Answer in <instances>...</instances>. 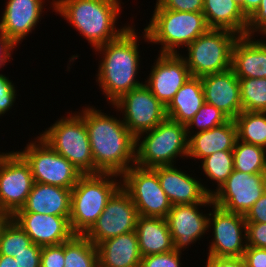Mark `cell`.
<instances>
[{
    "label": "cell",
    "instance_id": "cell-1",
    "mask_svg": "<svg viewBox=\"0 0 266 267\" xmlns=\"http://www.w3.org/2000/svg\"><path fill=\"white\" fill-rule=\"evenodd\" d=\"M101 111L93 106L79 111L88 132L95 174L113 173L122 176L135 165L136 137L122 119Z\"/></svg>",
    "mask_w": 266,
    "mask_h": 267
},
{
    "label": "cell",
    "instance_id": "cell-2",
    "mask_svg": "<svg viewBox=\"0 0 266 267\" xmlns=\"http://www.w3.org/2000/svg\"><path fill=\"white\" fill-rule=\"evenodd\" d=\"M135 30L129 26L117 39L95 49L102 54L96 82L111 105L130 90L144 84L136 79L141 56L139 36Z\"/></svg>",
    "mask_w": 266,
    "mask_h": 267
},
{
    "label": "cell",
    "instance_id": "cell-3",
    "mask_svg": "<svg viewBox=\"0 0 266 267\" xmlns=\"http://www.w3.org/2000/svg\"><path fill=\"white\" fill-rule=\"evenodd\" d=\"M50 3L93 49L117 39L130 26L116 27L122 8L120 0H52Z\"/></svg>",
    "mask_w": 266,
    "mask_h": 267
},
{
    "label": "cell",
    "instance_id": "cell-4",
    "mask_svg": "<svg viewBox=\"0 0 266 267\" xmlns=\"http://www.w3.org/2000/svg\"><path fill=\"white\" fill-rule=\"evenodd\" d=\"M153 12L142 38L148 44L161 45V54H179L180 47L186 48L209 29L203 13L165 8H155Z\"/></svg>",
    "mask_w": 266,
    "mask_h": 267
},
{
    "label": "cell",
    "instance_id": "cell-5",
    "mask_svg": "<svg viewBox=\"0 0 266 267\" xmlns=\"http://www.w3.org/2000/svg\"><path fill=\"white\" fill-rule=\"evenodd\" d=\"M121 186V176L117 174L82 175L71 193L69 222L72 231L75 234L84 235L97 221L109 199Z\"/></svg>",
    "mask_w": 266,
    "mask_h": 267
},
{
    "label": "cell",
    "instance_id": "cell-6",
    "mask_svg": "<svg viewBox=\"0 0 266 267\" xmlns=\"http://www.w3.org/2000/svg\"><path fill=\"white\" fill-rule=\"evenodd\" d=\"M188 143L186 125L166 117L136 138L135 165L142 168L172 166L177 157L187 158Z\"/></svg>",
    "mask_w": 266,
    "mask_h": 267
},
{
    "label": "cell",
    "instance_id": "cell-7",
    "mask_svg": "<svg viewBox=\"0 0 266 267\" xmlns=\"http://www.w3.org/2000/svg\"><path fill=\"white\" fill-rule=\"evenodd\" d=\"M58 119L39 137L59 155L70 161L82 174H95L88 132L83 117L77 112Z\"/></svg>",
    "mask_w": 266,
    "mask_h": 267
},
{
    "label": "cell",
    "instance_id": "cell-8",
    "mask_svg": "<svg viewBox=\"0 0 266 267\" xmlns=\"http://www.w3.org/2000/svg\"><path fill=\"white\" fill-rule=\"evenodd\" d=\"M239 35L226 29L209 28L186 48L183 58L192 77L223 72L231 68L232 50Z\"/></svg>",
    "mask_w": 266,
    "mask_h": 267
},
{
    "label": "cell",
    "instance_id": "cell-9",
    "mask_svg": "<svg viewBox=\"0 0 266 267\" xmlns=\"http://www.w3.org/2000/svg\"><path fill=\"white\" fill-rule=\"evenodd\" d=\"M30 165L34 182L72 189L82 174L39 136L17 151Z\"/></svg>",
    "mask_w": 266,
    "mask_h": 267
},
{
    "label": "cell",
    "instance_id": "cell-10",
    "mask_svg": "<svg viewBox=\"0 0 266 267\" xmlns=\"http://www.w3.org/2000/svg\"><path fill=\"white\" fill-rule=\"evenodd\" d=\"M121 179L140 216L166 218L172 204L152 168L133 165Z\"/></svg>",
    "mask_w": 266,
    "mask_h": 267
},
{
    "label": "cell",
    "instance_id": "cell-11",
    "mask_svg": "<svg viewBox=\"0 0 266 267\" xmlns=\"http://www.w3.org/2000/svg\"><path fill=\"white\" fill-rule=\"evenodd\" d=\"M34 178L30 165L16 151L0 157V213L12 217L30 194Z\"/></svg>",
    "mask_w": 266,
    "mask_h": 267
},
{
    "label": "cell",
    "instance_id": "cell-12",
    "mask_svg": "<svg viewBox=\"0 0 266 267\" xmlns=\"http://www.w3.org/2000/svg\"><path fill=\"white\" fill-rule=\"evenodd\" d=\"M211 208L208 228L212 227V236L214 237L208 247V256L216 258L243 257L247 247L244 215L226 211L215 204Z\"/></svg>",
    "mask_w": 266,
    "mask_h": 267
},
{
    "label": "cell",
    "instance_id": "cell-13",
    "mask_svg": "<svg viewBox=\"0 0 266 267\" xmlns=\"http://www.w3.org/2000/svg\"><path fill=\"white\" fill-rule=\"evenodd\" d=\"M112 107L121 111L124 115L122 121L136 138L155 128L167 117L166 107L145 84L124 94Z\"/></svg>",
    "mask_w": 266,
    "mask_h": 267
},
{
    "label": "cell",
    "instance_id": "cell-14",
    "mask_svg": "<svg viewBox=\"0 0 266 267\" xmlns=\"http://www.w3.org/2000/svg\"><path fill=\"white\" fill-rule=\"evenodd\" d=\"M138 217V211L130 194L121 186L84 235L97 246L106 239L135 231Z\"/></svg>",
    "mask_w": 266,
    "mask_h": 267
},
{
    "label": "cell",
    "instance_id": "cell-15",
    "mask_svg": "<svg viewBox=\"0 0 266 267\" xmlns=\"http://www.w3.org/2000/svg\"><path fill=\"white\" fill-rule=\"evenodd\" d=\"M265 192L264 173L249 174L234 170L211 197L213 203L224 210L245 215Z\"/></svg>",
    "mask_w": 266,
    "mask_h": 267
},
{
    "label": "cell",
    "instance_id": "cell-16",
    "mask_svg": "<svg viewBox=\"0 0 266 267\" xmlns=\"http://www.w3.org/2000/svg\"><path fill=\"white\" fill-rule=\"evenodd\" d=\"M213 204L212 197L209 196L202 203L172 205L165 219L174 243V250L184 251L189 245L202 239L201 237L206 232H209V213L203 214L199 208L202 206L211 207Z\"/></svg>",
    "mask_w": 266,
    "mask_h": 267
},
{
    "label": "cell",
    "instance_id": "cell-17",
    "mask_svg": "<svg viewBox=\"0 0 266 267\" xmlns=\"http://www.w3.org/2000/svg\"><path fill=\"white\" fill-rule=\"evenodd\" d=\"M155 61L144 84L167 107L177 91L191 77V74L180 53H159Z\"/></svg>",
    "mask_w": 266,
    "mask_h": 267
},
{
    "label": "cell",
    "instance_id": "cell-18",
    "mask_svg": "<svg viewBox=\"0 0 266 267\" xmlns=\"http://www.w3.org/2000/svg\"><path fill=\"white\" fill-rule=\"evenodd\" d=\"M12 218L26 232L32 243L41 247L62 244L75 235L70 226V217L16 212Z\"/></svg>",
    "mask_w": 266,
    "mask_h": 267
},
{
    "label": "cell",
    "instance_id": "cell-19",
    "mask_svg": "<svg viewBox=\"0 0 266 267\" xmlns=\"http://www.w3.org/2000/svg\"><path fill=\"white\" fill-rule=\"evenodd\" d=\"M159 178L161 187L172 205L202 203L214 193L201 183V179L186 174L177 166L152 168Z\"/></svg>",
    "mask_w": 266,
    "mask_h": 267
},
{
    "label": "cell",
    "instance_id": "cell-20",
    "mask_svg": "<svg viewBox=\"0 0 266 267\" xmlns=\"http://www.w3.org/2000/svg\"><path fill=\"white\" fill-rule=\"evenodd\" d=\"M205 102L215 106L230 119L242 111L240 82L232 68L201 77Z\"/></svg>",
    "mask_w": 266,
    "mask_h": 267
},
{
    "label": "cell",
    "instance_id": "cell-21",
    "mask_svg": "<svg viewBox=\"0 0 266 267\" xmlns=\"http://www.w3.org/2000/svg\"><path fill=\"white\" fill-rule=\"evenodd\" d=\"M44 3L45 0H7L0 30L18 46L42 18Z\"/></svg>",
    "mask_w": 266,
    "mask_h": 267
},
{
    "label": "cell",
    "instance_id": "cell-22",
    "mask_svg": "<svg viewBox=\"0 0 266 267\" xmlns=\"http://www.w3.org/2000/svg\"><path fill=\"white\" fill-rule=\"evenodd\" d=\"M253 36H239L234 43L231 68L238 78H266V41Z\"/></svg>",
    "mask_w": 266,
    "mask_h": 267
},
{
    "label": "cell",
    "instance_id": "cell-23",
    "mask_svg": "<svg viewBox=\"0 0 266 267\" xmlns=\"http://www.w3.org/2000/svg\"><path fill=\"white\" fill-rule=\"evenodd\" d=\"M72 189L35 182L24 206L17 212L70 217Z\"/></svg>",
    "mask_w": 266,
    "mask_h": 267
},
{
    "label": "cell",
    "instance_id": "cell-24",
    "mask_svg": "<svg viewBox=\"0 0 266 267\" xmlns=\"http://www.w3.org/2000/svg\"><path fill=\"white\" fill-rule=\"evenodd\" d=\"M96 248L98 267H140L142 256L135 231L106 239Z\"/></svg>",
    "mask_w": 266,
    "mask_h": 267
},
{
    "label": "cell",
    "instance_id": "cell-25",
    "mask_svg": "<svg viewBox=\"0 0 266 267\" xmlns=\"http://www.w3.org/2000/svg\"><path fill=\"white\" fill-rule=\"evenodd\" d=\"M237 140V127L230 119L218 127L192 134L187 157L202 160L219 151H232Z\"/></svg>",
    "mask_w": 266,
    "mask_h": 267
},
{
    "label": "cell",
    "instance_id": "cell-26",
    "mask_svg": "<svg viewBox=\"0 0 266 267\" xmlns=\"http://www.w3.org/2000/svg\"><path fill=\"white\" fill-rule=\"evenodd\" d=\"M135 232L142 257L174 250V243L165 218L139 215Z\"/></svg>",
    "mask_w": 266,
    "mask_h": 267
},
{
    "label": "cell",
    "instance_id": "cell-27",
    "mask_svg": "<svg viewBox=\"0 0 266 267\" xmlns=\"http://www.w3.org/2000/svg\"><path fill=\"white\" fill-rule=\"evenodd\" d=\"M202 13L209 28L247 35L248 18L234 0H204Z\"/></svg>",
    "mask_w": 266,
    "mask_h": 267
},
{
    "label": "cell",
    "instance_id": "cell-28",
    "mask_svg": "<svg viewBox=\"0 0 266 267\" xmlns=\"http://www.w3.org/2000/svg\"><path fill=\"white\" fill-rule=\"evenodd\" d=\"M204 103L205 98L201 77L191 76L166 107V116L187 125Z\"/></svg>",
    "mask_w": 266,
    "mask_h": 267
},
{
    "label": "cell",
    "instance_id": "cell-29",
    "mask_svg": "<svg viewBox=\"0 0 266 267\" xmlns=\"http://www.w3.org/2000/svg\"><path fill=\"white\" fill-rule=\"evenodd\" d=\"M234 122L238 140L266 149V112L242 111Z\"/></svg>",
    "mask_w": 266,
    "mask_h": 267
},
{
    "label": "cell",
    "instance_id": "cell-30",
    "mask_svg": "<svg viewBox=\"0 0 266 267\" xmlns=\"http://www.w3.org/2000/svg\"><path fill=\"white\" fill-rule=\"evenodd\" d=\"M64 267H98L96 245L85 235L75 234L64 242Z\"/></svg>",
    "mask_w": 266,
    "mask_h": 267
},
{
    "label": "cell",
    "instance_id": "cell-31",
    "mask_svg": "<svg viewBox=\"0 0 266 267\" xmlns=\"http://www.w3.org/2000/svg\"><path fill=\"white\" fill-rule=\"evenodd\" d=\"M232 151L234 170L249 174L264 173L266 149L237 140Z\"/></svg>",
    "mask_w": 266,
    "mask_h": 267
},
{
    "label": "cell",
    "instance_id": "cell-32",
    "mask_svg": "<svg viewBox=\"0 0 266 267\" xmlns=\"http://www.w3.org/2000/svg\"><path fill=\"white\" fill-rule=\"evenodd\" d=\"M201 167L208 179L217 183L218 190L234 171L233 151H219L201 160Z\"/></svg>",
    "mask_w": 266,
    "mask_h": 267
},
{
    "label": "cell",
    "instance_id": "cell-33",
    "mask_svg": "<svg viewBox=\"0 0 266 267\" xmlns=\"http://www.w3.org/2000/svg\"><path fill=\"white\" fill-rule=\"evenodd\" d=\"M243 111L266 112V78H239Z\"/></svg>",
    "mask_w": 266,
    "mask_h": 267
},
{
    "label": "cell",
    "instance_id": "cell-34",
    "mask_svg": "<svg viewBox=\"0 0 266 267\" xmlns=\"http://www.w3.org/2000/svg\"><path fill=\"white\" fill-rule=\"evenodd\" d=\"M32 244L30 237L11 217L0 235V255L15 257Z\"/></svg>",
    "mask_w": 266,
    "mask_h": 267
},
{
    "label": "cell",
    "instance_id": "cell-35",
    "mask_svg": "<svg viewBox=\"0 0 266 267\" xmlns=\"http://www.w3.org/2000/svg\"><path fill=\"white\" fill-rule=\"evenodd\" d=\"M229 120L230 118L225 113L217 109L215 106L205 102L186 125L188 138L194 133L218 127ZM192 128L196 129V131Z\"/></svg>",
    "mask_w": 266,
    "mask_h": 267
},
{
    "label": "cell",
    "instance_id": "cell-36",
    "mask_svg": "<svg viewBox=\"0 0 266 267\" xmlns=\"http://www.w3.org/2000/svg\"><path fill=\"white\" fill-rule=\"evenodd\" d=\"M182 252L176 250L142 257L140 267H181Z\"/></svg>",
    "mask_w": 266,
    "mask_h": 267
},
{
    "label": "cell",
    "instance_id": "cell-37",
    "mask_svg": "<svg viewBox=\"0 0 266 267\" xmlns=\"http://www.w3.org/2000/svg\"><path fill=\"white\" fill-rule=\"evenodd\" d=\"M9 77L0 74V117L12 109L16 101L17 89Z\"/></svg>",
    "mask_w": 266,
    "mask_h": 267
},
{
    "label": "cell",
    "instance_id": "cell-38",
    "mask_svg": "<svg viewBox=\"0 0 266 267\" xmlns=\"http://www.w3.org/2000/svg\"><path fill=\"white\" fill-rule=\"evenodd\" d=\"M204 0H157L155 8H165L181 12L203 11Z\"/></svg>",
    "mask_w": 266,
    "mask_h": 267
},
{
    "label": "cell",
    "instance_id": "cell-39",
    "mask_svg": "<svg viewBox=\"0 0 266 267\" xmlns=\"http://www.w3.org/2000/svg\"><path fill=\"white\" fill-rule=\"evenodd\" d=\"M40 267H64V242L42 247Z\"/></svg>",
    "mask_w": 266,
    "mask_h": 267
},
{
    "label": "cell",
    "instance_id": "cell-40",
    "mask_svg": "<svg viewBox=\"0 0 266 267\" xmlns=\"http://www.w3.org/2000/svg\"><path fill=\"white\" fill-rule=\"evenodd\" d=\"M42 247L32 243L14 259L18 267H40Z\"/></svg>",
    "mask_w": 266,
    "mask_h": 267
},
{
    "label": "cell",
    "instance_id": "cell-41",
    "mask_svg": "<svg viewBox=\"0 0 266 267\" xmlns=\"http://www.w3.org/2000/svg\"><path fill=\"white\" fill-rule=\"evenodd\" d=\"M247 246L266 248V223H246Z\"/></svg>",
    "mask_w": 266,
    "mask_h": 267
},
{
    "label": "cell",
    "instance_id": "cell-42",
    "mask_svg": "<svg viewBox=\"0 0 266 267\" xmlns=\"http://www.w3.org/2000/svg\"><path fill=\"white\" fill-rule=\"evenodd\" d=\"M266 32V0H261L258 9L248 18L247 35Z\"/></svg>",
    "mask_w": 266,
    "mask_h": 267
},
{
    "label": "cell",
    "instance_id": "cell-43",
    "mask_svg": "<svg viewBox=\"0 0 266 267\" xmlns=\"http://www.w3.org/2000/svg\"><path fill=\"white\" fill-rule=\"evenodd\" d=\"M246 223H266V192L244 215Z\"/></svg>",
    "mask_w": 266,
    "mask_h": 267
},
{
    "label": "cell",
    "instance_id": "cell-44",
    "mask_svg": "<svg viewBox=\"0 0 266 267\" xmlns=\"http://www.w3.org/2000/svg\"><path fill=\"white\" fill-rule=\"evenodd\" d=\"M243 259L247 267H266V248L247 246Z\"/></svg>",
    "mask_w": 266,
    "mask_h": 267
},
{
    "label": "cell",
    "instance_id": "cell-45",
    "mask_svg": "<svg viewBox=\"0 0 266 267\" xmlns=\"http://www.w3.org/2000/svg\"><path fill=\"white\" fill-rule=\"evenodd\" d=\"M205 267H247L243 257L216 258L207 256Z\"/></svg>",
    "mask_w": 266,
    "mask_h": 267
},
{
    "label": "cell",
    "instance_id": "cell-46",
    "mask_svg": "<svg viewBox=\"0 0 266 267\" xmlns=\"http://www.w3.org/2000/svg\"><path fill=\"white\" fill-rule=\"evenodd\" d=\"M16 47L18 46L0 30V68L9 62L10 59H13L11 52Z\"/></svg>",
    "mask_w": 266,
    "mask_h": 267
},
{
    "label": "cell",
    "instance_id": "cell-47",
    "mask_svg": "<svg viewBox=\"0 0 266 267\" xmlns=\"http://www.w3.org/2000/svg\"><path fill=\"white\" fill-rule=\"evenodd\" d=\"M261 0H243V13L249 18L259 7Z\"/></svg>",
    "mask_w": 266,
    "mask_h": 267
},
{
    "label": "cell",
    "instance_id": "cell-48",
    "mask_svg": "<svg viewBox=\"0 0 266 267\" xmlns=\"http://www.w3.org/2000/svg\"><path fill=\"white\" fill-rule=\"evenodd\" d=\"M0 267H18L12 256L0 255Z\"/></svg>",
    "mask_w": 266,
    "mask_h": 267
},
{
    "label": "cell",
    "instance_id": "cell-49",
    "mask_svg": "<svg viewBox=\"0 0 266 267\" xmlns=\"http://www.w3.org/2000/svg\"><path fill=\"white\" fill-rule=\"evenodd\" d=\"M11 217L6 215V214H3V213H0V235H1V232H2V229L4 227V224L10 219Z\"/></svg>",
    "mask_w": 266,
    "mask_h": 267
},
{
    "label": "cell",
    "instance_id": "cell-50",
    "mask_svg": "<svg viewBox=\"0 0 266 267\" xmlns=\"http://www.w3.org/2000/svg\"><path fill=\"white\" fill-rule=\"evenodd\" d=\"M238 5H240L241 10L243 12V0H234Z\"/></svg>",
    "mask_w": 266,
    "mask_h": 267
},
{
    "label": "cell",
    "instance_id": "cell-51",
    "mask_svg": "<svg viewBox=\"0 0 266 267\" xmlns=\"http://www.w3.org/2000/svg\"><path fill=\"white\" fill-rule=\"evenodd\" d=\"M264 180H265V184H266V164H265V169H264Z\"/></svg>",
    "mask_w": 266,
    "mask_h": 267
}]
</instances>
